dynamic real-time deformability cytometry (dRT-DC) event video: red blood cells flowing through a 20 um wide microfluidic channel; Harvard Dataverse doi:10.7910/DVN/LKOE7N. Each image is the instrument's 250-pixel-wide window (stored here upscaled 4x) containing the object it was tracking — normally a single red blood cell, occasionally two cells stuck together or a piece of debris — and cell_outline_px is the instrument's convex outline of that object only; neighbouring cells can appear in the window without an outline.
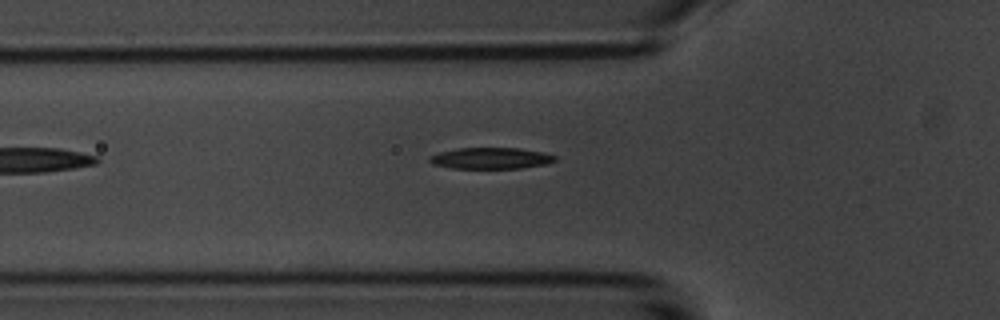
{"species": "common noctule bat (a hibernating species)", "species_latin": "Nyctalus noctula", "temperature_condition": "room temperature", "stored_images_in_passage": 2, "camera_frame_rate_fps": 3000, "um_per_image_px": 0.085, "animal": {"sex": "male", "body_mass_g": 20.1, "forearm_length_mm": 53.5}, "frame": {"image": 1, "passage_image": 2, "time_ms": 1.333, "image_size_px": [1000, 320], "cell_outline_px": [[556, 160], [548, 164], [520, 168], [452, 168], [432, 164], [428, 160], [432, 156], [440, 152], [460, 148], [520, 148], [544, 152], [556, 156]], "centroid_in_image_um": [41.77, 13.45], "position_along_channel_um": 84.0, "area_um2": 15.49}}